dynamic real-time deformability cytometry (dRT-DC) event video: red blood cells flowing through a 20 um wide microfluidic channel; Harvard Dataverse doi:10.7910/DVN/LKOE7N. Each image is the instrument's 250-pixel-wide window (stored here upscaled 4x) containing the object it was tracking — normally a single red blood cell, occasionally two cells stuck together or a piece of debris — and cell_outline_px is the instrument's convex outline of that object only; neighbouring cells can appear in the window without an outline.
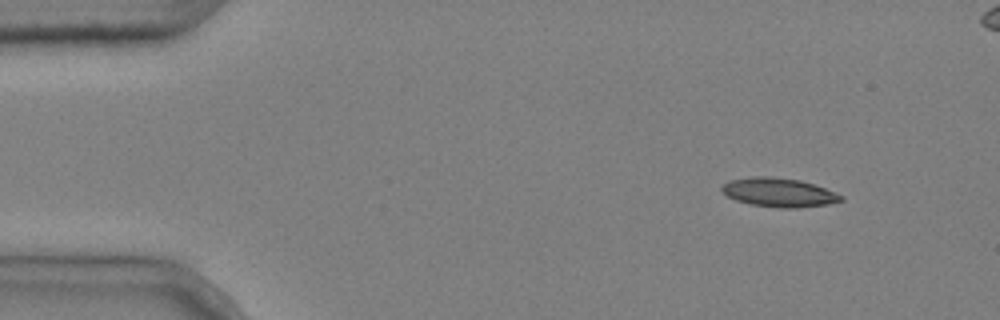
{"species": "common noctule bat (a hibernating species)", "species_latin": "Nyctalus noctula", "temperature_condition": "cold", "stored_images_in_passage": 9, "camera_frame_rate_fps": 3000, "um_per_image_px": 0.085, "animal": {"sex": "male", "body_mass_g": 20.4}, "frame": {"image": 1, "passage_image": 1, "time_ms": 0.0, "image_size_px": [1000, 320], "cell_outline_px": [[844, 200], [828, 204], [796, 208], [780, 208], [748, 204], [736, 200], [728, 196], [720, 188], [728, 180], [752, 176], [772, 176], [800, 180], [824, 188], [844, 196]], "centroid_in_image_um": [66.19, 16.35], "position_along_channel_um": 18.8, "area_um2": 20.11}}
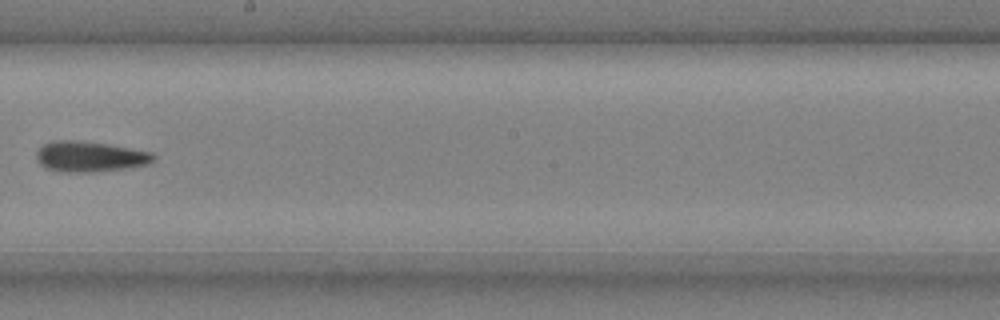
{"frame": {"image": 2, "passage_image": 8, "time_ms": 2.333, "image_size_px": [1000, 320], "cell_outline_px": [[156, 160], [152, 164], [124, 168], [92, 172], [60, 172], [44, 168], [36, 160], [36, 152], [44, 144], [52, 140], [72, 140], [108, 144], [132, 148], [152, 152], [156, 156]], "centroid_in_image_um": [7.65, 13.31], "position_along_channel_um": 240.5, "area_um2": 21.1}}
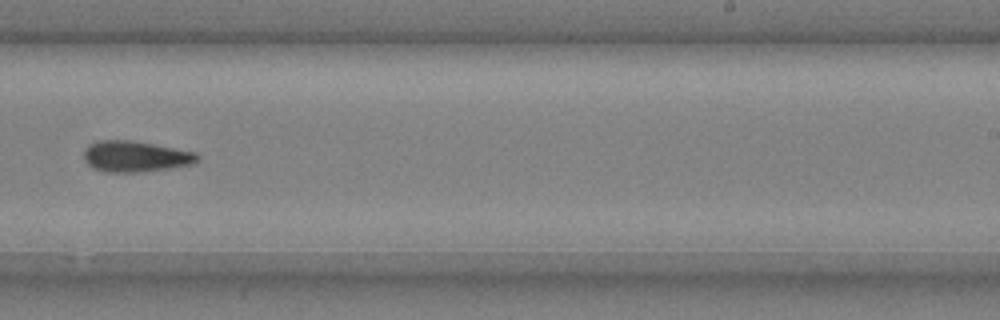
{"frame": {"image": 3, "passage_image": 9, "time_ms": 2.667, "image_size_px": [1000, 320], "cell_outline_px": [[200, 160], [192, 164], [168, 168], [140, 172], [104, 172], [92, 168], [84, 160], [84, 148], [88, 144], [96, 140], [132, 140], [196, 152], [200, 156]], "centroid_in_image_um": [11.48, 13.29], "position_along_channel_um": 277.5, "area_um2": 20.69}}